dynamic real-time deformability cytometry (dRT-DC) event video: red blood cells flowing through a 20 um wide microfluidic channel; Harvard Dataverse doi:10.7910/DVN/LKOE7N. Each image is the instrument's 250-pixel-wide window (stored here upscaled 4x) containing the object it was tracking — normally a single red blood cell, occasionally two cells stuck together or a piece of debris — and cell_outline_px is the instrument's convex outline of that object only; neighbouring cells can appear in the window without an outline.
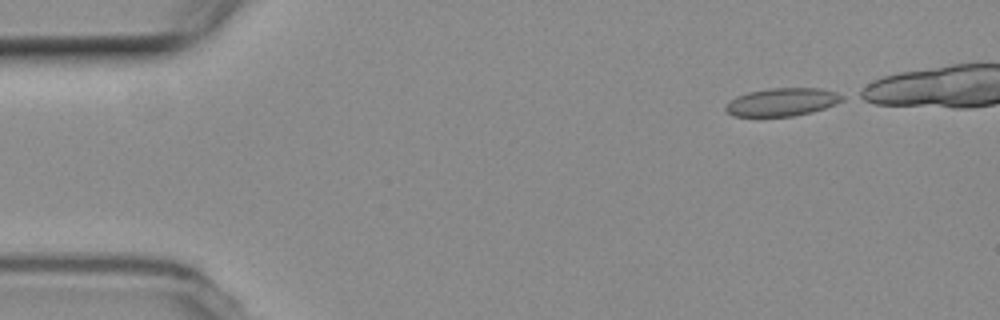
{"species": "common noctule bat (a hibernating species)", "species_latin": "Nyctalus noctula", "temperature_condition": "room temperature", "stored_images_in_passage": 9, "camera_frame_rate_fps": 3000, "um_per_image_px": 0.085, "animal": {"sex": "female", "body_mass_g": 19.3, "forearm_length_mm": 54.1}, "frame": {"image": 1, "passage_image": 1, "time_ms": 0.0, "image_size_px": [1000, 320], "cell_outline_px": [[844, 100], [836, 104], [812, 112], [792, 116], [732, 116], [724, 108], [736, 96], [748, 92], [768, 88], [820, 88], [836, 92], [844, 96]], "centroid_in_image_um": [66.51, 8.66], "position_along_channel_um": 18.5, "area_um2": 18.96}}
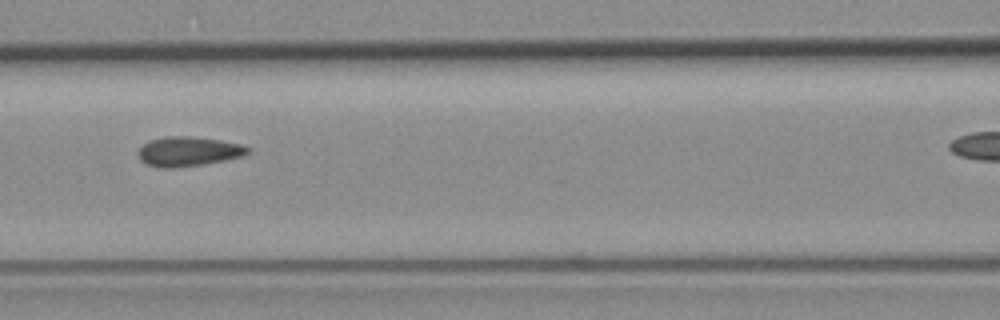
{"frame": {"image": 2, "passage_image": 6, "time_ms": 6.0, "image_size_px": [1000, 320], "cell_outline_px": [[252, 152], [244, 156], [224, 160], [200, 164], [172, 168], [160, 168], [148, 164], [140, 160], [136, 152], [148, 140], [164, 136], [188, 136], [220, 140], [240, 144], [252, 148]], "centroid_in_image_um": [16.01, 12.86], "position_along_channel_um": 150.6, "area_um2": 18.96}}